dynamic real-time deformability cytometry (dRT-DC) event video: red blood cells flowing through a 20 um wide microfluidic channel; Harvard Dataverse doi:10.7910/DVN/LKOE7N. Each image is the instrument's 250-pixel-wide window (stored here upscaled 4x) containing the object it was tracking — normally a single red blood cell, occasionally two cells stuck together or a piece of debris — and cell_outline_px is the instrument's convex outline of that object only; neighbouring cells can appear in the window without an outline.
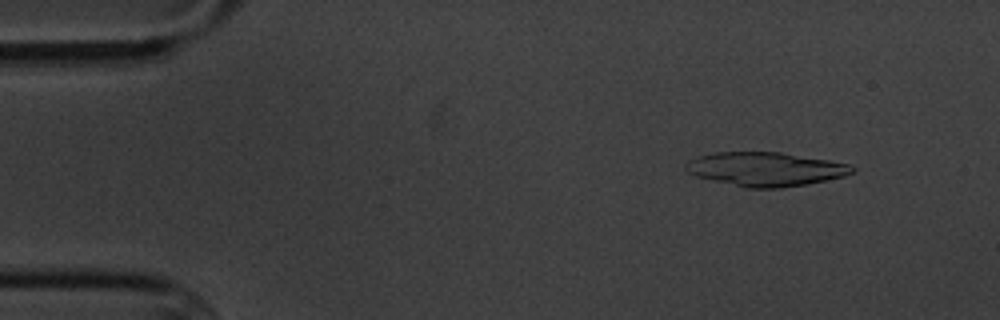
{"species": "common noctule bat (a hibernating species)", "species_latin": "Nyctalus noctula", "temperature_condition": "cold", "stored_images_in_passage": 5, "camera_frame_rate_fps": 3000, "um_per_image_px": 0.085, "animal": {"sex": "male", "body_mass_g": 20.1, "forearm_length_mm": 53.5}, "frame": {"image": 1, "passage_image": 2, "time_ms": 1.0, "image_size_px": [1000, 320], "cell_outline_px": [[856, 172], [844, 176], [808, 184], [780, 188], [748, 188], [712, 180], [696, 176], [688, 172], [684, 168], [684, 164], [688, 160], [700, 156], [716, 152], [780, 152], [828, 160], [848, 164], [856, 168]], "centroid_in_image_um": [65.07, 14.38], "position_along_channel_um": 19.9, "area_um2": 32.83}}